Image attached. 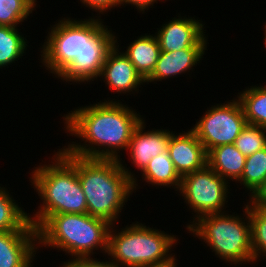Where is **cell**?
<instances>
[{
  "mask_svg": "<svg viewBox=\"0 0 266 267\" xmlns=\"http://www.w3.org/2000/svg\"><path fill=\"white\" fill-rule=\"evenodd\" d=\"M70 112L64 115V128L85 142L73 141L63 149L83 158L119 160V150L128 148L133 131L143 120L133 108L111 99Z\"/></svg>",
  "mask_w": 266,
  "mask_h": 267,
  "instance_id": "cell-1",
  "label": "cell"
},
{
  "mask_svg": "<svg viewBox=\"0 0 266 267\" xmlns=\"http://www.w3.org/2000/svg\"><path fill=\"white\" fill-rule=\"evenodd\" d=\"M121 161L77 156V174L85 194L87 214L111 225L138 186L135 175Z\"/></svg>",
  "mask_w": 266,
  "mask_h": 267,
  "instance_id": "cell-2",
  "label": "cell"
},
{
  "mask_svg": "<svg viewBox=\"0 0 266 267\" xmlns=\"http://www.w3.org/2000/svg\"><path fill=\"white\" fill-rule=\"evenodd\" d=\"M54 157V159H53ZM51 164L32 171V185L43 204L29 221L37 229L50 215L87 213V203L77 174V156L59 149Z\"/></svg>",
  "mask_w": 266,
  "mask_h": 267,
  "instance_id": "cell-3",
  "label": "cell"
},
{
  "mask_svg": "<svg viewBox=\"0 0 266 267\" xmlns=\"http://www.w3.org/2000/svg\"><path fill=\"white\" fill-rule=\"evenodd\" d=\"M110 227L106 220L87 213L50 215L37 228L38 246L56 247L74 258L91 257L99 248L107 252Z\"/></svg>",
  "mask_w": 266,
  "mask_h": 267,
  "instance_id": "cell-4",
  "label": "cell"
},
{
  "mask_svg": "<svg viewBox=\"0 0 266 267\" xmlns=\"http://www.w3.org/2000/svg\"><path fill=\"white\" fill-rule=\"evenodd\" d=\"M113 226L109 230L106 254L117 267H152L174 259L175 255L169 251L173 244L177 245L176 235L174 237L139 222L127 225L118 233Z\"/></svg>",
  "mask_w": 266,
  "mask_h": 267,
  "instance_id": "cell-5",
  "label": "cell"
},
{
  "mask_svg": "<svg viewBox=\"0 0 266 267\" xmlns=\"http://www.w3.org/2000/svg\"><path fill=\"white\" fill-rule=\"evenodd\" d=\"M244 211L246 218L227 213L209 214L188 224L187 230L203 242L225 262L233 264L253 263L251 226L248 203ZM244 219V220H242ZM246 220V221H245Z\"/></svg>",
  "mask_w": 266,
  "mask_h": 267,
  "instance_id": "cell-6",
  "label": "cell"
},
{
  "mask_svg": "<svg viewBox=\"0 0 266 267\" xmlns=\"http://www.w3.org/2000/svg\"><path fill=\"white\" fill-rule=\"evenodd\" d=\"M97 18L84 19L82 52L57 76L63 81L80 84L97 80L107 55L118 45L114 33Z\"/></svg>",
  "mask_w": 266,
  "mask_h": 267,
  "instance_id": "cell-7",
  "label": "cell"
},
{
  "mask_svg": "<svg viewBox=\"0 0 266 267\" xmlns=\"http://www.w3.org/2000/svg\"><path fill=\"white\" fill-rule=\"evenodd\" d=\"M208 165L181 178L180 195L196 215L193 222L209 214H221L228 199L230 185Z\"/></svg>",
  "mask_w": 266,
  "mask_h": 267,
  "instance_id": "cell-8",
  "label": "cell"
},
{
  "mask_svg": "<svg viewBox=\"0 0 266 267\" xmlns=\"http://www.w3.org/2000/svg\"><path fill=\"white\" fill-rule=\"evenodd\" d=\"M216 105L207 109L205 115L199 118L192 128L207 153L215 147L234 144L247 125L238 99Z\"/></svg>",
  "mask_w": 266,
  "mask_h": 267,
  "instance_id": "cell-9",
  "label": "cell"
},
{
  "mask_svg": "<svg viewBox=\"0 0 266 267\" xmlns=\"http://www.w3.org/2000/svg\"><path fill=\"white\" fill-rule=\"evenodd\" d=\"M67 18V19H66ZM62 18L48 32L42 45L41 60L50 73L58 76L83 49V20ZM43 58V59H42Z\"/></svg>",
  "mask_w": 266,
  "mask_h": 267,
  "instance_id": "cell-10",
  "label": "cell"
},
{
  "mask_svg": "<svg viewBox=\"0 0 266 267\" xmlns=\"http://www.w3.org/2000/svg\"><path fill=\"white\" fill-rule=\"evenodd\" d=\"M202 21L192 18H173L158 29L155 36L161 51L172 52L192 46H207Z\"/></svg>",
  "mask_w": 266,
  "mask_h": 267,
  "instance_id": "cell-11",
  "label": "cell"
},
{
  "mask_svg": "<svg viewBox=\"0 0 266 267\" xmlns=\"http://www.w3.org/2000/svg\"><path fill=\"white\" fill-rule=\"evenodd\" d=\"M168 151L175 170L181 178L207 165V152L192 129L179 135L172 131Z\"/></svg>",
  "mask_w": 266,
  "mask_h": 267,
  "instance_id": "cell-12",
  "label": "cell"
},
{
  "mask_svg": "<svg viewBox=\"0 0 266 267\" xmlns=\"http://www.w3.org/2000/svg\"><path fill=\"white\" fill-rule=\"evenodd\" d=\"M37 242V231L0 232V267H32Z\"/></svg>",
  "mask_w": 266,
  "mask_h": 267,
  "instance_id": "cell-13",
  "label": "cell"
},
{
  "mask_svg": "<svg viewBox=\"0 0 266 267\" xmlns=\"http://www.w3.org/2000/svg\"><path fill=\"white\" fill-rule=\"evenodd\" d=\"M119 45L109 52L102 67L100 78H103L109 89L118 94L137 91L146 81L137 72L129 58L119 52Z\"/></svg>",
  "mask_w": 266,
  "mask_h": 267,
  "instance_id": "cell-14",
  "label": "cell"
},
{
  "mask_svg": "<svg viewBox=\"0 0 266 267\" xmlns=\"http://www.w3.org/2000/svg\"><path fill=\"white\" fill-rule=\"evenodd\" d=\"M145 120L133 131L128 148L130 159L141 172L148 166L149 161L168 149V142L172 132L167 129H153L144 131Z\"/></svg>",
  "mask_w": 266,
  "mask_h": 267,
  "instance_id": "cell-15",
  "label": "cell"
},
{
  "mask_svg": "<svg viewBox=\"0 0 266 267\" xmlns=\"http://www.w3.org/2000/svg\"><path fill=\"white\" fill-rule=\"evenodd\" d=\"M207 46H192L188 49L166 52L161 51L156 63V67L151 76L146 80L148 82L161 81L178 76L185 71L193 70L192 67L198 64L205 54Z\"/></svg>",
  "mask_w": 266,
  "mask_h": 267,
  "instance_id": "cell-16",
  "label": "cell"
},
{
  "mask_svg": "<svg viewBox=\"0 0 266 267\" xmlns=\"http://www.w3.org/2000/svg\"><path fill=\"white\" fill-rule=\"evenodd\" d=\"M245 160L246 156L234 144L221 145L207 153V165L227 182L240 179Z\"/></svg>",
  "mask_w": 266,
  "mask_h": 267,
  "instance_id": "cell-17",
  "label": "cell"
},
{
  "mask_svg": "<svg viewBox=\"0 0 266 267\" xmlns=\"http://www.w3.org/2000/svg\"><path fill=\"white\" fill-rule=\"evenodd\" d=\"M160 52L161 49L156 36L145 34L133 40L123 53L146 81L156 67Z\"/></svg>",
  "mask_w": 266,
  "mask_h": 267,
  "instance_id": "cell-18",
  "label": "cell"
},
{
  "mask_svg": "<svg viewBox=\"0 0 266 267\" xmlns=\"http://www.w3.org/2000/svg\"><path fill=\"white\" fill-rule=\"evenodd\" d=\"M142 176H144L143 180L149 182L148 184L156 185L158 188L159 186L170 188L174 186L173 188H177L176 191H178L181 186V177L175 170L168 149L149 161L148 166L142 172Z\"/></svg>",
  "mask_w": 266,
  "mask_h": 267,
  "instance_id": "cell-19",
  "label": "cell"
},
{
  "mask_svg": "<svg viewBox=\"0 0 266 267\" xmlns=\"http://www.w3.org/2000/svg\"><path fill=\"white\" fill-rule=\"evenodd\" d=\"M22 209L8 190L0 186V232L37 231L29 221V213Z\"/></svg>",
  "mask_w": 266,
  "mask_h": 267,
  "instance_id": "cell-20",
  "label": "cell"
},
{
  "mask_svg": "<svg viewBox=\"0 0 266 267\" xmlns=\"http://www.w3.org/2000/svg\"><path fill=\"white\" fill-rule=\"evenodd\" d=\"M237 96L247 124L266 129V86H252Z\"/></svg>",
  "mask_w": 266,
  "mask_h": 267,
  "instance_id": "cell-21",
  "label": "cell"
},
{
  "mask_svg": "<svg viewBox=\"0 0 266 267\" xmlns=\"http://www.w3.org/2000/svg\"><path fill=\"white\" fill-rule=\"evenodd\" d=\"M27 39L17 27L0 26V68L20 59L27 50Z\"/></svg>",
  "mask_w": 266,
  "mask_h": 267,
  "instance_id": "cell-22",
  "label": "cell"
},
{
  "mask_svg": "<svg viewBox=\"0 0 266 267\" xmlns=\"http://www.w3.org/2000/svg\"><path fill=\"white\" fill-rule=\"evenodd\" d=\"M266 179V147L246 157L243 173L238 180L250 196L263 184Z\"/></svg>",
  "mask_w": 266,
  "mask_h": 267,
  "instance_id": "cell-23",
  "label": "cell"
},
{
  "mask_svg": "<svg viewBox=\"0 0 266 267\" xmlns=\"http://www.w3.org/2000/svg\"><path fill=\"white\" fill-rule=\"evenodd\" d=\"M248 214L251 226V243L253 262L260 255L266 256V209L256 208L248 203Z\"/></svg>",
  "mask_w": 266,
  "mask_h": 267,
  "instance_id": "cell-24",
  "label": "cell"
},
{
  "mask_svg": "<svg viewBox=\"0 0 266 267\" xmlns=\"http://www.w3.org/2000/svg\"><path fill=\"white\" fill-rule=\"evenodd\" d=\"M35 7L30 0H0V26L17 27Z\"/></svg>",
  "mask_w": 266,
  "mask_h": 267,
  "instance_id": "cell-25",
  "label": "cell"
},
{
  "mask_svg": "<svg viewBox=\"0 0 266 267\" xmlns=\"http://www.w3.org/2000/svg\"><path fill=\"white\" fill-rule=\"evenodd\" d=\"M236 148L246 157L266 147V129L247 124L234 141Z\"/></svg>",
  "mask_w": 266,
  "mask_h": 267,
  "instance_id": "cell-26",
  "label": "cell"
},
{
  "mask_svg": "<svg viewBox=\"0 0 266 267\" xmlns=\"http://www.w3.org/2000/svg\"><path fill=\"white\" fill-rule=\"evenodd\" d=\"M62 267H117L112 261H98L91 257H78L64 262Z\"/></svg>",
  "mask_w": 266,
  "mask_h": 267,
  "instance_id": "cell-27",
  "label": "cell"
},
{
  "mask_svg": "<svg viewBox=\"0 0 266 267\" xmlns=\"http://www.w3.org/2000/svg\"><path fill=\"white\" fill-rule=\"evenodd\" d=\"M80 2H82L84 6L92 9L93 11H98L101 14L107 12L108 9L110 10L113 7H119L118 0H80Z\"/></svg>",
  "mask_w": 266,
  "mask_h": 267,
  "instance_id": "cell-28",
  "label": "cell"
},
{
  "mask_svg": "<svg viewBox=\"0 0 266 267\" xmlns=\"http://www.w3.org/2000/svg\"><path fill=\"white\" fill-rule=\"evenodd\" d=\"M248 203L256 208L266 209V179L263 184L250 196Z\"/></svg>",
  "mask_w": 266,
  "mask_h": 267,
  "instance_id": "cell-29",
  "label": "cell"
},
{
  "mask_svg": "<svg viewBox=\"0 0 266 267\" xmlns=\"http://www.w3.org/2000/svg\"><path fill=\"white\" fill-rule=\"evenodd\" d=\"M156 1L158 0H118L120 6L131 4L132 6H136V9L139 10V12L143 11V13L145 10L149 9V6H153Z\"/></svg>",
  "mask_w": 266,
  "mask_h": 267,
  "instance_id": "cell-30",
  "label": "cell"
},
{
  "mask_svg": "<svg viewBox=\"0 0 266 267\" xmlns=\"http://www.w3.org/2000/svg\"><path fill=\"white\" fill-rule=\"evenodd\" d=\"M175 260H177L176 258H174L172 261H170L167 264H163V265H158V266H152V267H177V263L175 262Z\"/></svg>",
  "mask_w": 266,
  "mask_h": 267,
  "instance_id": "cell-31",
  "label": "cell"
},
{
  "mask_svg": "<svg viewBox=\"0 0 266 267\" xmlns=\"http://www.w3.org/2000/svg\"><path fill=\"white\" fill-rule=\"evenodd\" d=\"M264 29H265V30H264V31H265V33H264V35H265V37H264L265 42H264V43H265V46H266V25H265Z\"/></svg>",
  "mask_w": 266,
  "mask_h": 267,
  "instance_id": "cell-32",
  "label": "cell"
},
{
  "mask_svg": "<svg viewBox=\"0 0 266 267\" xmlns=\"http://www.w3.org/2000/svg\"><path fill=\"white\" fill-rule=\"evenodd\" d=\"M35 6L37 5L36 0H30Z\"/></svg>",
  "mask_w": 266,
  "mask_h": 267,
  "instance_id": "cell-33",
  "label": "cell"
}]
</instances>
